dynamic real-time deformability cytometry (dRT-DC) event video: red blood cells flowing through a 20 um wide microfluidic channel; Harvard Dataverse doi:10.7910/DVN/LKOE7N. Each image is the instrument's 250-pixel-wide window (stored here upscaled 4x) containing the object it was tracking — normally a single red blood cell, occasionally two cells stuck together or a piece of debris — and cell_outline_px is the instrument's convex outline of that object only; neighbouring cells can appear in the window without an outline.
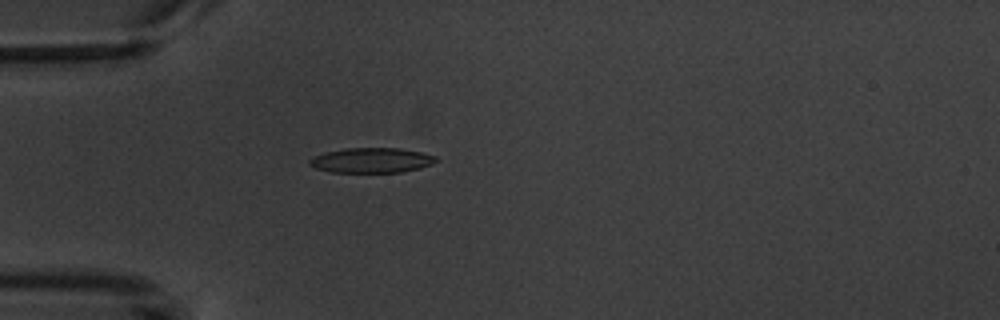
{"species": "common noctule bat (a hibernating species)", "species_latin": "Nyctalus noctula", "temperature_condition": "warm", "stored_images_in_passage": 4, "camera_frame_rate_fps": 3000, "um_per_image_px": 0.085, "animal": {"sex": "male", "body_mass_g": 20.1, "forearm_length_mm": 53.5}, "frame": {"image": 1, "passage_image": 4, "time_ms": 5.0, "image_size_px": [1000, 320], "cell_outline_px": [[436, 160], [432, 164], [420, 168], [400, 172], [332, 172], [316, 168], [308, 164], [308, 160], [324, 152], [344, 148], [400, 148], [420, 152], [436, 156]], "centroid_in_image_um": [31.56, 13.62], "position_along_channel_um": 53.4, "area_um2": 18.32}}